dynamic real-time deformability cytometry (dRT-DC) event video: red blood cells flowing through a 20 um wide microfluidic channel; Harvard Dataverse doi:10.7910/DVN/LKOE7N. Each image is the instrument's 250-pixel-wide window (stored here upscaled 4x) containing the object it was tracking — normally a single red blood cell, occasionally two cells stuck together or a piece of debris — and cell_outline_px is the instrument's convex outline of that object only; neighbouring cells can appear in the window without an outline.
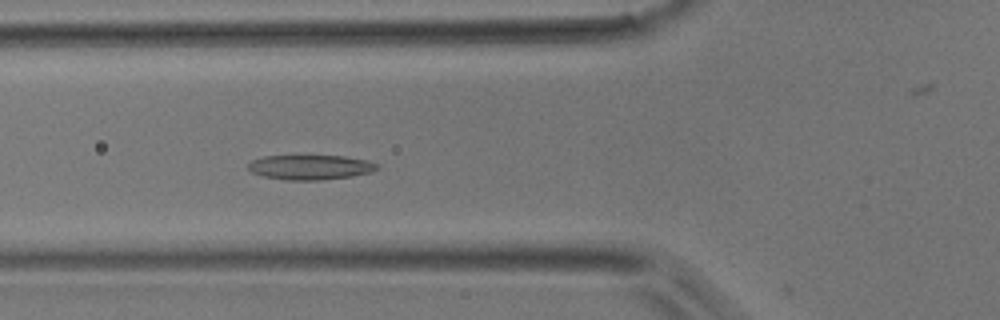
{"species": "common noctule bat (a hibernating species)", "species_latin": "Nyctalus noctula", "temperature_condition": "room temperature", "stored_images_in_passage": 50, "camera_frame_rate_fps": 3000, "um_per_image_px": 0.085, "animal": {"sex": "male", "body_mass_g": 17.9}, "frame": {"image": 1, "passage_image": 17, "time_ms": 5.333, "image_size_px": [1000, 320], "cell_outline_px": [[380, 168], [372, 172], [352, 176], [320, 180], [284, 180], [264, 176], [252, 172], [248, 168], [248, 164], [252, 160], [264, 156], [344, 156], [364, 160], [380, 164]], "centroid_in_image_um": [26.4, 14.22], "position_along_channel_um": 99.4, "area_um2": 18.55}}
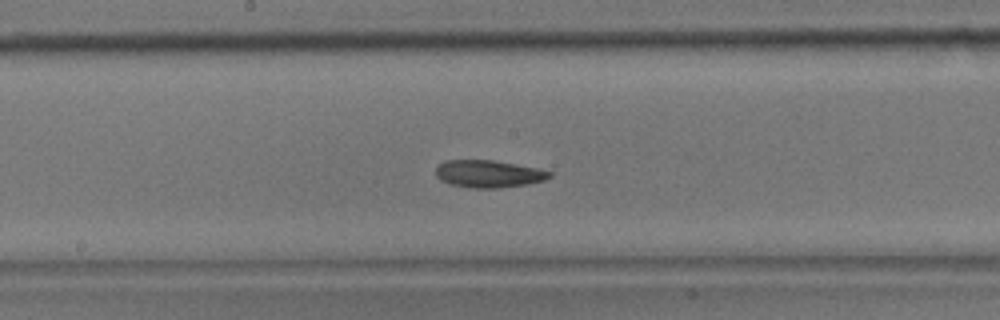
{"frame": {"image": 2, "passage_image": 25, "time_ms": 8.0, "image_size_px": [1000, 320], "cell_outline_px": [[552, 176], [544, 180], [528, 184], [500, 188], [472, 188], [448, 184], [440, 180], [436, 176], [436, 168], [444, 160], [492, 160], [516, 164], [536, 168], [552, 172]], "centroid_in_image_um": [41.51, 14.78], "position_along_channel_um": 206.7, "area_um2": 18.21}}
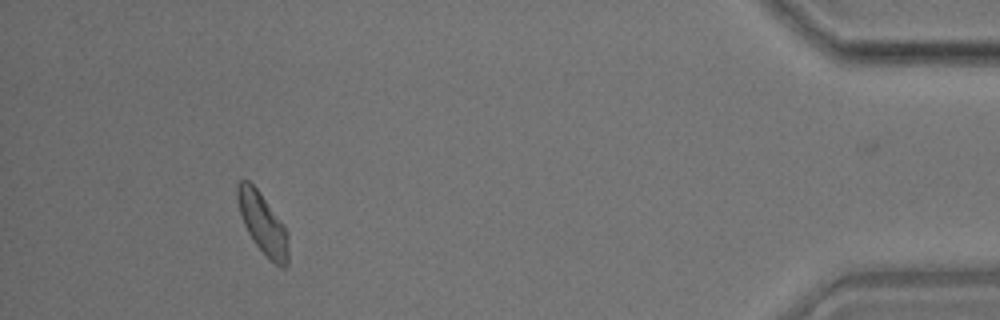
{"frame": {"image": 3, "passage_image": 45, "time_ms": 14.667, "image_size_px": [1000, 320], "cell_outline_px": [[288, 264], [284, 268], [280, 268], [268, 260], [256, 244], [248, 232], [240, 216], [236, 196], [236, 184], [240, 180], [248, 180], [260, 192], [280, 220], [288, 232]], "centroid_in_image_um": [22.33, 19.02], "position_along_channel_um": 412.9, "area_um2": 18.21}}